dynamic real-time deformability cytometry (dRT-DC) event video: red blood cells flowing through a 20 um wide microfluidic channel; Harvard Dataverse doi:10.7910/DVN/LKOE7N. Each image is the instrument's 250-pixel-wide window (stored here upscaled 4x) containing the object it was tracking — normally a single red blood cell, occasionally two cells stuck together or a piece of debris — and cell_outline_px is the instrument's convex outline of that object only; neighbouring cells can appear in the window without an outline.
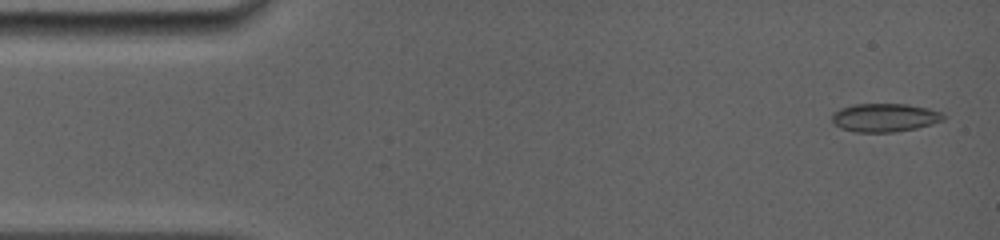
{"species": "common noctule bat (a hibernating species)", "species_latin": "Nyctalus noctula", "temperature_condition": "room temperature", "stored_images_in_passage": 46, "camera_frame_rate_fps": 5000, "um_per_image_px": 0.085, "animal": {"sex": "female", "body_mass_g": 19.0, "forearm_length_mm": 56.7}, "frame": {"image": 1, "passage_image": 2, "time_ms": 0.2, "image_size_px": [1000, 240], "cell_outline_px": [[944, 120], [932, 124], [916, 128], [896, 132], [856, 132], [840, 128], [832, 120], [832, 112], [840, 108], [856, 104], [908, 104], [928, 108], [944, 112]], "centroid_in_image_um": [75.22, 9.99], "position_along_channel_um": 9.8, "area_um2": 18.55}}
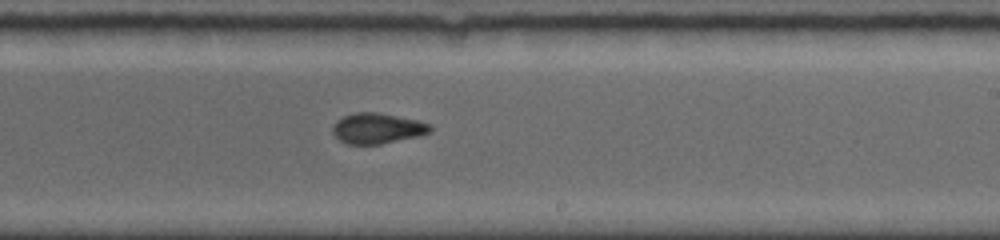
{"frame": {"image": 2, "passage_image": 21, "time_ms": 9.2, "image_size_px": [1000, 240], "cell_outline_px": [[432, 132], [420, 136], [380, 144], [348, 144], [340, 140], [332, 132], [332, 128], [336, 120], [344, 116], [356, 112], [376, 112], [420, 120], [428, 124], [432, 128]], "centroid_in_image_um": [32.09, 10.91], "position_along_channel_um": 256.9, "area_um2": 17.4}}
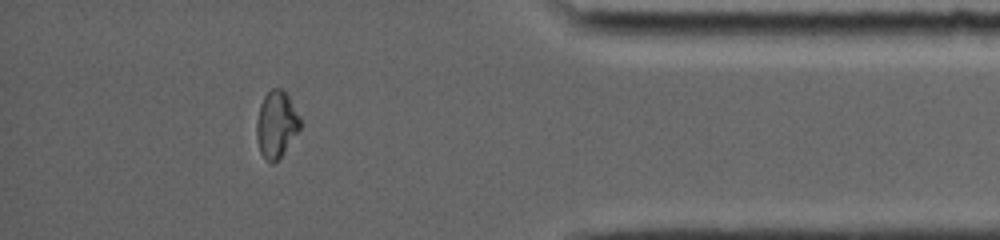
{"frame": {"image": 3, "passage_image": 39, "time_ms": 13.6, "image_size_px": [1000, 240], "cell_outline_px": [[300, 128], [284, 152], [272, 164], [264, 160], [260, 152], [256, 136], [256, 120], [260, 104], [264, 96], [272, 88], [280, 88], [288, 96], [300, 116]], "centroid_in_image_um": [23.46, 10.58], "position_along_channel_um": 411.7, "area_um2": 16.88}, "authors_computed_cell_mechanics": {"area_um2": 17.5712, "velocity_mm_per_s": 3.9745, "shape_relaxation_time_tau1_ms": null, "shape_relaxation_time_tau2_ms": 1.4431, "deformation_change_tau1": null, "deformation_change_tau2": 0.0489}}